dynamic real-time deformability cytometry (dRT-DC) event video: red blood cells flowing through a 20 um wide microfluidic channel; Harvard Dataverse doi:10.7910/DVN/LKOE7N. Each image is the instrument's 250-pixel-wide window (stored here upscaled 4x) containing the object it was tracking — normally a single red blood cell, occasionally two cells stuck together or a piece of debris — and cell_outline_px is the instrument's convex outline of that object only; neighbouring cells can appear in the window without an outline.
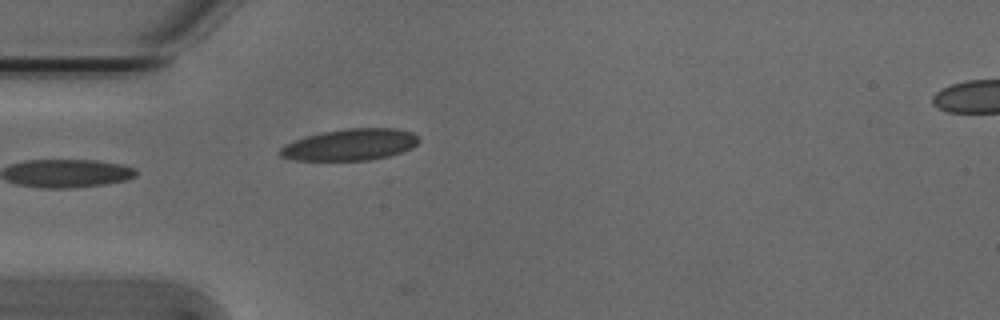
{"species": "Egyptian fruit bat (a non-hibernating species)", "species_latin": "Rousettus aegyptiacus", "temperature_condition": "cold", "stored_images_in_passage": 2, "camera_frame_rate_fps": 3000, "um_per_image_px": 0.085, "animal": {"sex": "male"}, "frame": {"image": 1, "passage_image": 2, "time_ms": 0.333, "image_size_px": [1000, 320], "cell_outline_px": [[420, 140], [412, 148], [388, 156], [368, 160], [296, 160], [280, 156], [280, 148], [284, 144], [308, 136], [324, 132], [344, 128], [396, 128], [412, 132]], "centroid_in_image_um": [29.78, 12.29], "position_along_channel_um": 55.2, "area_um2": 25.26}}